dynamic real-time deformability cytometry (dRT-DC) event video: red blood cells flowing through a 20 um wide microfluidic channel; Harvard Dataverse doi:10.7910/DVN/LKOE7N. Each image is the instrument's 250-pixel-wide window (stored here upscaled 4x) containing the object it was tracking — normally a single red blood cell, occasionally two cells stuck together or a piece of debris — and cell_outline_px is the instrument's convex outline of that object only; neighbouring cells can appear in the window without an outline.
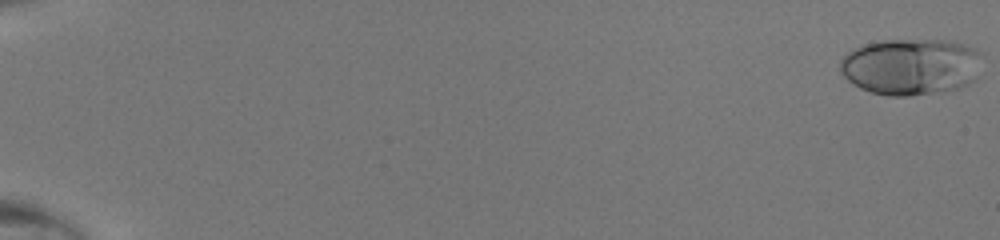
{"species": "human", "species_latin": "Homo sapiens", "temperature_condition": "room temperature", "stored_images_in_passage": 17, "camera_frame_rate_fps": 3000, "um_per_image_px": 0.085, "donor": {"sex": "male"}, "frame": {"image": 1, "passage_image": 1, "time_ms": 0.0, "image_size_px": [1000, 240], "cell_outline_px": [[980, 52], [976, 80], [968, 84], [956, 88], [908, 96], [888, 96], [872, 92], [860, 88], [848, 80], [840, 72], [840, 60], [848, 52], [864, 44], [884, 40], [952, 40], [968, 44], [976, 48]], "centroid_in_image_um": [77.42, 5.64], "position_along_channel_um": 7.6, "area_um2": 46.76}}
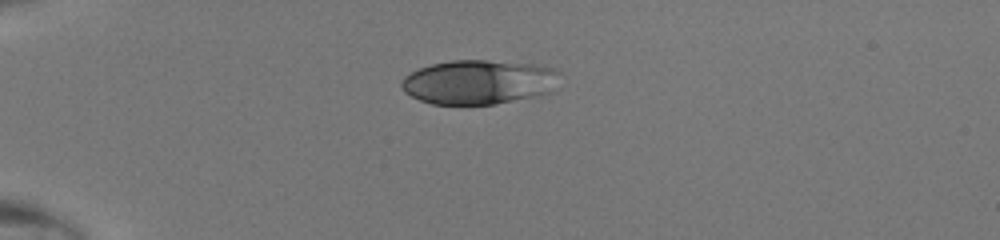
{"frame": {"image": 2, "passage_image": 15, "time_ms": 4.667, "image_size_px": [1000, 240], "cell_outline_px": [[560, 72], [552, 92], [496, 104], [432, 104], [420, 100], [404, 92], [400, 84], [400, 80], [404, 76], [420, 68], [432, 64], [452, 60], [484, 60], [532, 64], [556, 68]], "centroid_in_image_um": [40.68, 6.97], "position_along_channel_um": 44.3, "area_um2": 40.86}}